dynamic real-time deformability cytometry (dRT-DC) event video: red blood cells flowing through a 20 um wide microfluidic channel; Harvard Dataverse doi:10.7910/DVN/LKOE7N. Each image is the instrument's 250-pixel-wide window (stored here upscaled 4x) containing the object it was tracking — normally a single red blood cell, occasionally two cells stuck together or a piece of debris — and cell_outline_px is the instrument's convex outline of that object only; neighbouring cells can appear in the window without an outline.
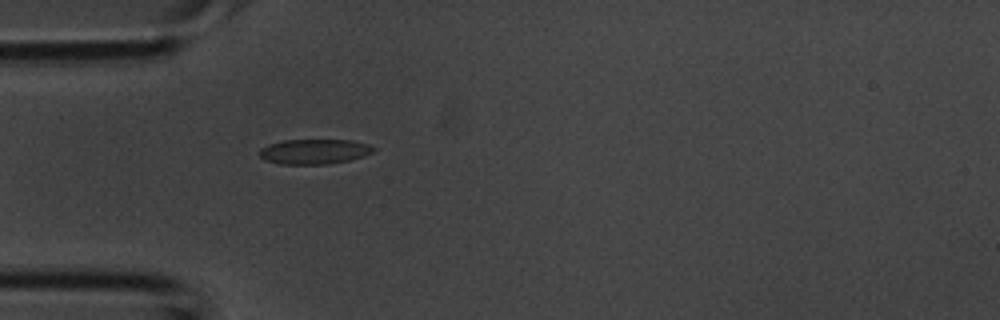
{"species": "common noctule bat (a hibernating species)", "species_latin": "Nyctalus noctula", "temperature_condition": "room temperature", "stored_images_in_passage": 1, "camera_frame_rate_fps": 3000, "um_per_image_px": 0.085, "animal": {"sex": "male", "body_mass_g": 20.1, "forearm_length_mm": 53.5}, "frame": {"image": 1, "passage_image": 1, "time_ms": 0.0, "image_size_px": [1000, 320], "cell_outline_px": [[376, 148], [372, 152], [364, 156], [348, 160], [328, 164], [280, 164], [264, 160], [260, 156], [260, 148], [268, 144], [284, 140], [352, 140], [368, 144]], "centroid_in_image_um": [26.7, 12.88], "position_along_channel_um": 58.3, "area_um2": 16.59}}